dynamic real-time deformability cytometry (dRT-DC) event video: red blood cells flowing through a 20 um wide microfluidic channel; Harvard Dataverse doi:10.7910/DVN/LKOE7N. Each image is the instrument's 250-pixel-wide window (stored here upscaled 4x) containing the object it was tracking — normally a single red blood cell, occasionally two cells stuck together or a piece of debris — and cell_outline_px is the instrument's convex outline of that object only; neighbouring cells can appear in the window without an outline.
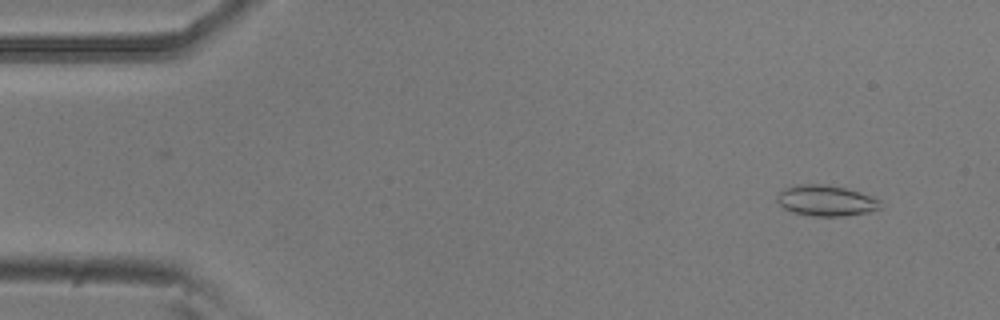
{"species": "common noctule bat (a hibernating species)", "species_latin": "Nyctalus noctula", "temperature_condition": "room temperature", "stored_images_in_passage": 53, "camera_frame_rate_fps": 3000, "um_per_image_px": 0.085, "animal": {"sex": "male", "body_mass_g": 20.5, "forearm_length_mm": 52.5}, "frame": {"image": 1, "passage_image": 4, "time_ms": 1.0, "image_size_px": [1000, 320], "cell_outline_px": [[884, 208], [868, 212], [844, 216], [812, 216], [792, 212], [784, 208], [776, 200], [776, 196], [784, 188], [800, 184], [820, 184], [844, 188], [860, 192], [872, 196], [880, 200]], "centroid_in_image_um": [70.24, 17.06], "position_along_channel_um": 14.8, "area_um2": 18.61}}
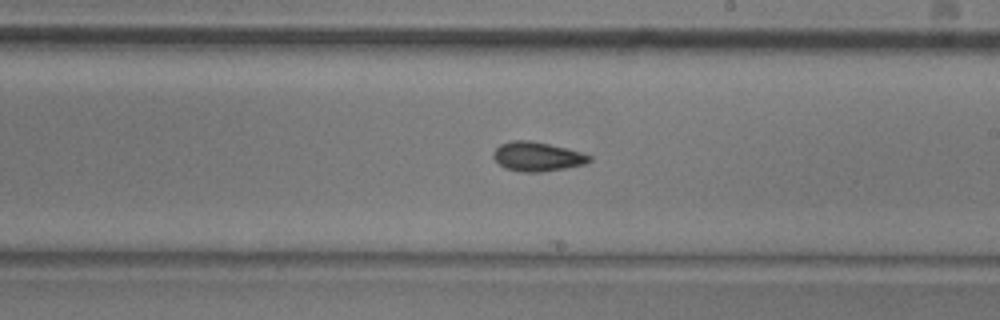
{"frame": {"image": 2, "passage_image": 30, "time_ms": 9.667, "image_size_px": [1000, 320], "cell_outline_px": [[592, 160], [584, 164], [564, 168], [540, 172], [520, 172], [504, 168], [492, 156], [492, 152], [500, 144], [512, 140], [528, 140], [568, 148], [592, 156]], "centroid_in_image_um": [45.64, 13.31], "position_along_channel_um": 243.4, "area_um2": 16.36}}
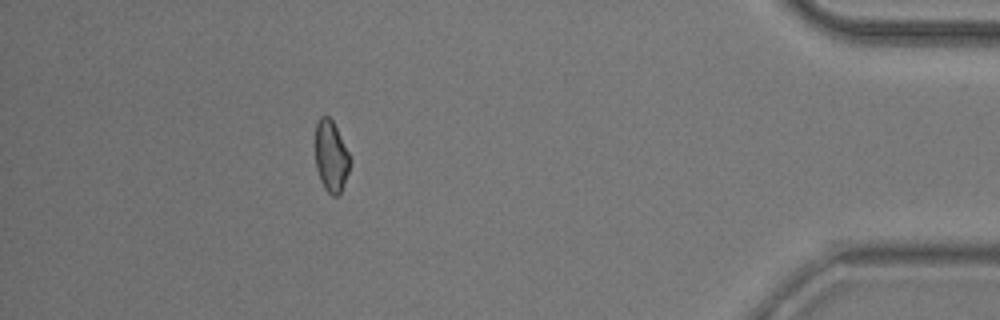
{"frame": {"image": 3, "passage_image": 47, "time_ms": 15.333, "image_size_px": [1000, 320], "cell_outline_px": [[348, 172], [340, 192], [336, 196], [332, 196], [324, 188], [320, 180], [316, 168], [316, 124], [320, 116], [328, 116], [332, 120], [348, 152]], "centroid_in_image_um": [28.11, 13.29], "position_along_channel_um": 407.1, "area_um2": 13.93}, "authors_computed_cell_mechanics": {"area_um2": 15.895, "velocity_mm_per_s": 3.8053, "shape_relaxation_time_tau1_ms": null, "shape_relaxation_time_tau2_ms": 3.3705, "deformation_change_tau1": null, "deformation_change_tau2": 0.0859}}